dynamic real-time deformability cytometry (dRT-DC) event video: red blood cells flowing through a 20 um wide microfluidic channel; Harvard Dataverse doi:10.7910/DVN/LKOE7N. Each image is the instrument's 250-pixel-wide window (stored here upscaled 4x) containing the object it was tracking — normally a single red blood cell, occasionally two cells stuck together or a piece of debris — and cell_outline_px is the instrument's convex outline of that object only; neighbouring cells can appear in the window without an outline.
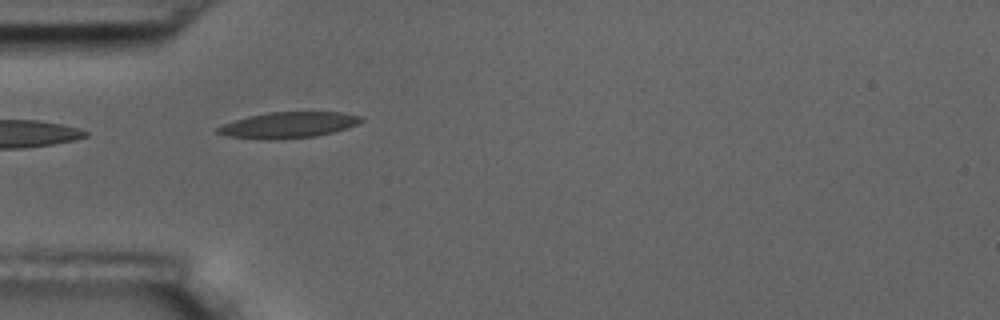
{"species": "common noctule bat (a hibernating species)", "species_latin": "Nyctalus noctula", "temperature_condition": "room temperature", "stored_images_in_passage": 7, "camera_frame_rate_fps": 3000, "um_per_image_px": 0.085, "animal": {"sex": "male", "body_mass_g": 17.5, "forearm_length_mm": 52.3}, "frame": {"image": 1, "passage_image": 5, "time_ms": 5.667, "image_size_px": [1000, 320], "cell_outline_px": [[364, 120], [348, 128], [316, 136], [276, 140], [260, 140], [228, 136], [216, 132], [216, 128], [224, 124], [248, 116], [268, 112], [344, 112], [364, 116]], "centroid_in_image_um": [24.54, 10.63], "position_along_channel_um": 60.5, "area_um2": 21.91}}